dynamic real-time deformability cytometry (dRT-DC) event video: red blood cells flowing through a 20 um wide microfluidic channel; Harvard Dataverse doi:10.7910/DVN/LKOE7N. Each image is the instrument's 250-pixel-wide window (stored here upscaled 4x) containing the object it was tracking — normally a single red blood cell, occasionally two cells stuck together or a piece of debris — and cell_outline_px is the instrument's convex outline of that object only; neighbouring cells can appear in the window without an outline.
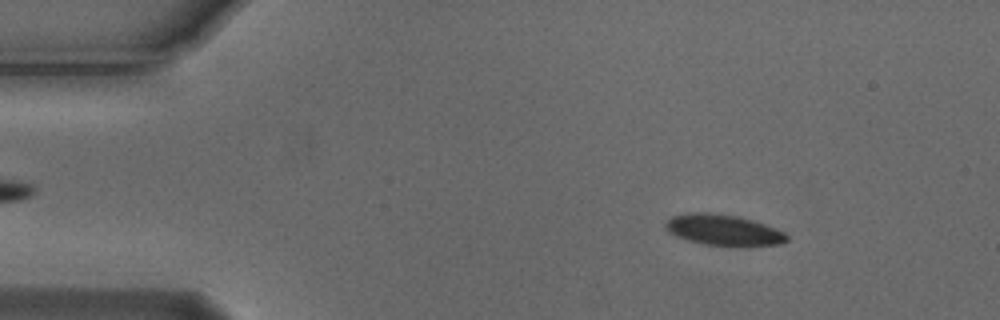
{"species": "Egyptian fruit bat (a non-hibernating species)", "species_latin": "Rousettus aegyptiacus", "temperature_condition": "cold", "stored_images_in_passage": 54, "camera_frame_rate_fps": 3000, "um_per_image_px": 0.085, "animal": {"sex": "male"}, "frame": {"image": 1, "passage_image": 7, "time_ms": 2.0, "image_size_px": [1000, 320], "cell_outline_px": [[788, 240], [780, 244], [752, 248], [736, 248], [704, 244], [688, 240], [676, 236], [668, 232], [664, 228], [664, 224], [672, 216], [736, 216], [752, 220], [764, 224], [784, 232], [788, 236]], "centroid_in_image_um": [61.62, 19.67], "position_along_channel_um": 23.4, "area_um2": 21.33}}
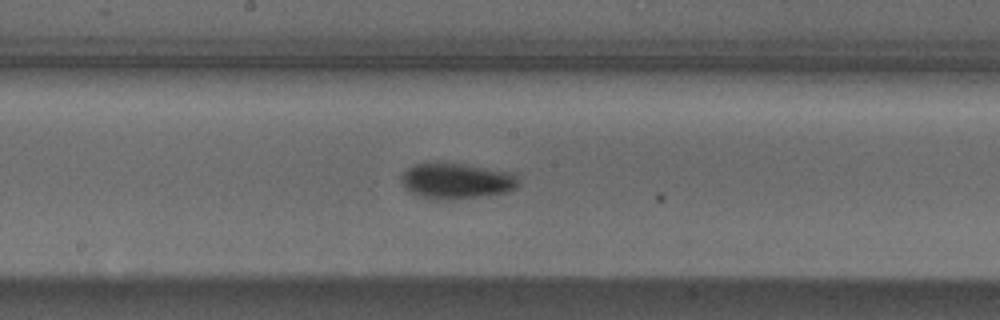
{"frame": {"image": 2, "passage_image": 28, "time_ms": 9.0, "image_size_px": [1000, 320], "cell_outline_px": [[520, 184], [516, 188], [504, 192], [448, 200], [432, 200], [420, 196], [412, 192], [400, 180], [400, 176], [412, 164], [436, 160], [464, 164], [516, 172]], "centroid_in_image_um": [38.79, 15.33], "position_along_channel_um": 209.4, "area_um2": 24.91}}
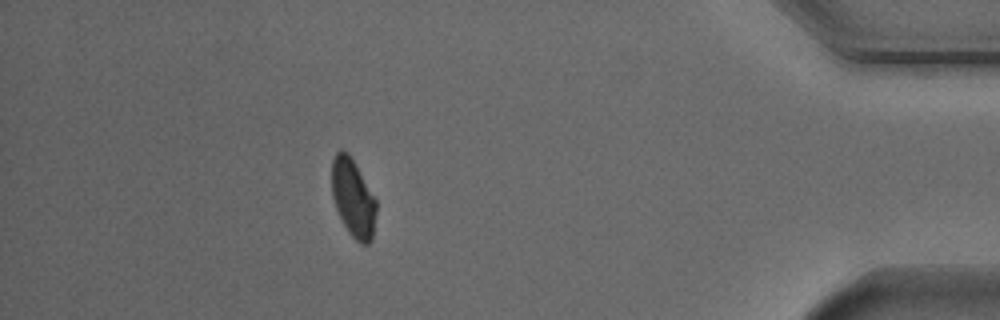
{"frame": {"image": 3, "passage_image": 48, "time_ms": 15.667, "image_size_px": [1000, 320], "cell_outline_px": [[376, 212], [372, 240], [368, 244], [360, 244], [348, 232], [336, 208], [332, 196], [332, 160], [336, 152], [340, 148], [348, 152], [376, 200]], "centroid_in_image_um": [30.0, 16.83], "position_along_channel_um": 405.2, "area_um2": 20.06}, "authors_computed_cell_mechanics": {"area_um2": 21.9062, "velocity_mm_per_s": 3.7063, "shape_relaxation_time_tau1_ms": 2.7072, "shape_relaxation_time_tau2_ms": null, "deformation_change_tau1": 0.0962, "deformation_change_tau2": null}}